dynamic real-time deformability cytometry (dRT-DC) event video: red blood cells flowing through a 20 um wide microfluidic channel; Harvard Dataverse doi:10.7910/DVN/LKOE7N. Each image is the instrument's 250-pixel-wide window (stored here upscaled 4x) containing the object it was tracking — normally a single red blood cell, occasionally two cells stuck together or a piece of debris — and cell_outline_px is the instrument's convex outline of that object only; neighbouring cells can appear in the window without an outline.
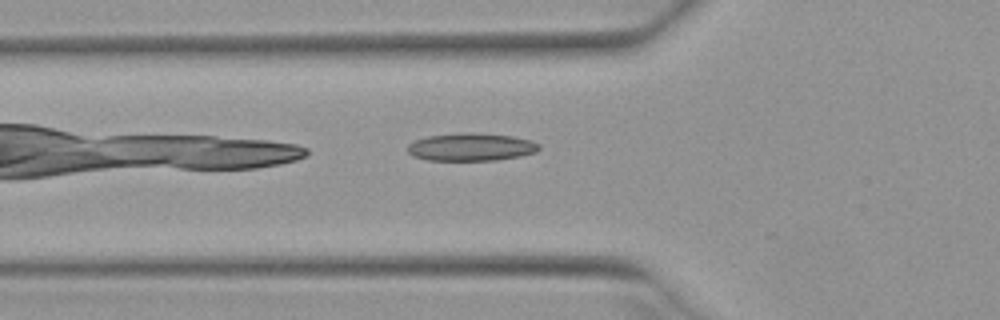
{"species": "Egyptian fruit bat (a non-hibernating species)", "species_latin": "Rousettus aegyptiacus", "temperature_condition": "warm", "stored_images_in_passage": 7, "camera_frame_rate_fps": 3000, "um_per_image_px": 0.085, "animal": {"sex": "female"}, "frame": {"image": 1, "passage_image": 3, "time_ms": 0.667, "image_size_px": [1000, 320], "cell_outline_px": [[540, 148], [536, 152], [520, 156], [496, 160], [428, 160], [412, 156], [408, 152], [408, 144], [416, 140], [428, 136], [464, 132], [472, 132], [512, 136], [532, 140], [540, 144]], "centroid_in_image_um": [40.06, 12.49], "position_along_channel_um": 85.7, "area_um2": 21.33}}
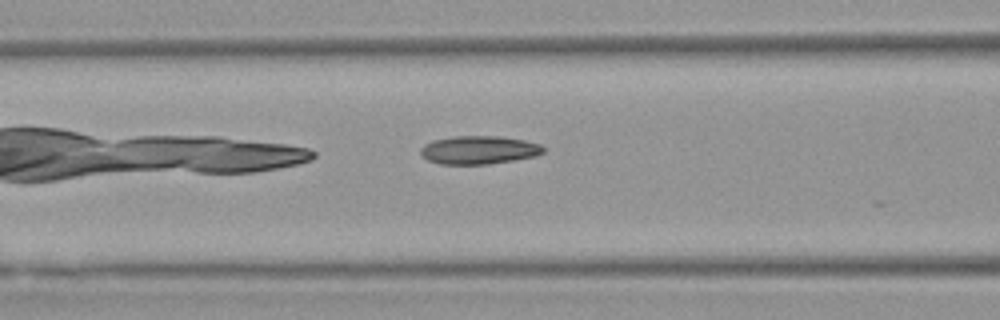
{"frame": {"image": 2, "passage_image": 6, "time_ms": 1.667, "image_size_px": [1000, 320], "cell_outline_px": [[544, 152], [536, 156], [516, 160], [488, 164], [440, 164], [428, 160], [420, 152], [420, 148], [424, 144], [432, 140], [456, 136], [500, 136], [524, 140], [540, 144], [544, 148]], "centroid_in_image_um": [40.72, 12.75], "position_along_channel_um": 125.9, "area_um2": 20.29}}